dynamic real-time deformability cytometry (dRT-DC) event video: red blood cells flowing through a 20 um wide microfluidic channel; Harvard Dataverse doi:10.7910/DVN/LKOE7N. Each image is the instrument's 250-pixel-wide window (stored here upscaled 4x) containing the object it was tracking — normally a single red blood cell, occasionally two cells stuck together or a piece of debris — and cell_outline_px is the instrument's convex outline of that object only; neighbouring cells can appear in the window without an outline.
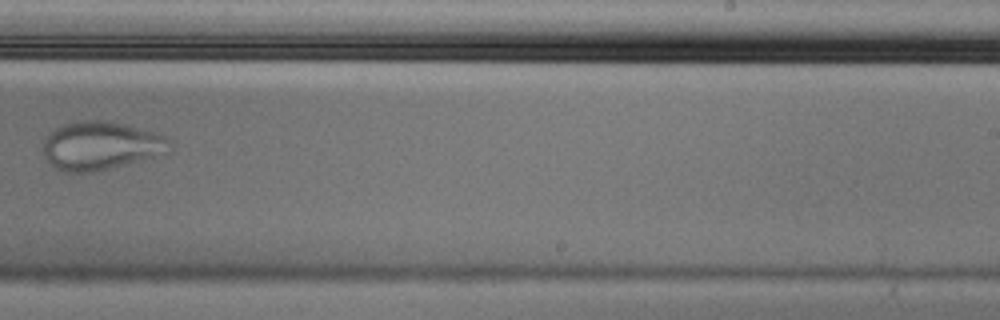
{"species": "Egyptian fruit bat (a non-hibernating species)", "species_latin": "Rousettus aegyptiacus", "temperature_condition": "cold", "stored_images_in_passage": 7, "camera_frame_rate_fps": 3000, "um_per_image_px": 0.085, "animal": {"sex": "male"}, "frame": {"image": 1, "passage_image": 7, "time_ms": 2.0, "image_size_px": [1000, 320], "cell_outline_px": [[172, 148], [168, 152], [108, 168], [92, 172], [64, 172], [56, 168], [44, 156], [44, 140], [56, 128], [64, 124], [80, 120], [104, 120], [128, 124], [156, 132], [168, 136], [172, 140]], "centroid_in_image_um": [8.62, 12.35], "position_along_channel_um": 280.4, "area_um2": 35.55}}